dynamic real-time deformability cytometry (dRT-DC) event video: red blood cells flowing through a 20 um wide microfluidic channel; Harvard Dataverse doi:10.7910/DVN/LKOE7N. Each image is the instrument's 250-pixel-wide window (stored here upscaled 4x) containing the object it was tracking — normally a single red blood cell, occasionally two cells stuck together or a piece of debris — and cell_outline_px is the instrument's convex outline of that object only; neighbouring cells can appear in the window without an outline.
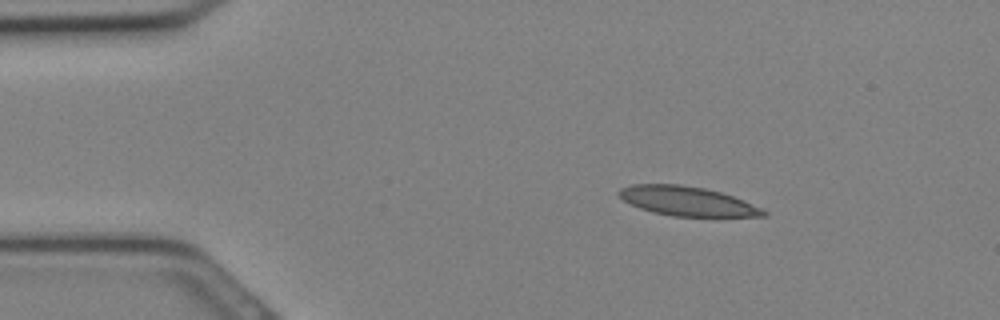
{"species": "Egyptian fruit bat (a non-hibernating species)", "species_latin": "Rousettus aegyptiacus", "temperature_condition": "cold", "stored_images_in_passage": 14, "camera_frame_rate_fps": 3000, "um_per_image_px": 0.085, "animal": {"sex": "female"}, "frame": {"image": 1, "passage_image": 2, "time_ms": 0.333, "image_size_px": [1000, 320], "cell_outline_px": [[768, 216], [672, 216], [652, 212], [640, 208], [624, 200], [616, 192], [620, 188], [632, 184], [680, 184], [704, 188], [720, 192], [744, 200], [768, 212]], "centroid_in_image_um": [58.39, 17.09], "position_along_channel_um": 26.6, "area_um2": 24.51}}
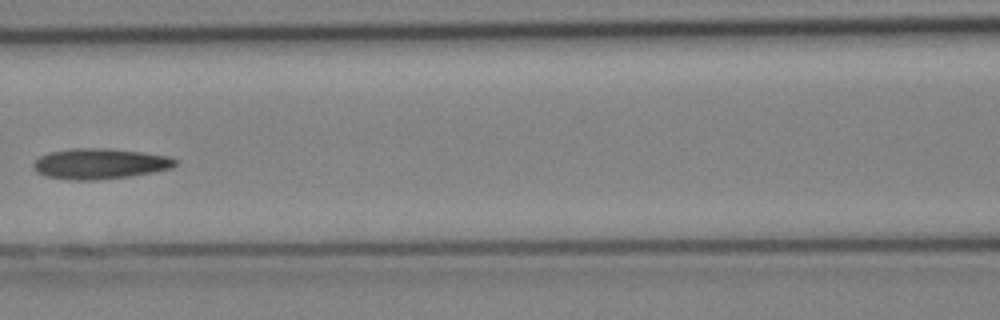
{"frame": {"image": 2, "passage_image": 11, "time_ms": 3.333, "image_size_px": [1000, 320], "cell_outline_px": [[176, 164], [172, 168], [132, 176], [96, 180], [80, 180], [44, 176], [36, 172], [32, 168], [32, 164], [40, 156], [48, 152], [72, 148], [104, 148], [140, 152], [168, 156], [176, 160]], "centroid_in_image_um": [8.44, 13.91], "position_along_channel_um": 158.2, "area_um2": 25.2}}
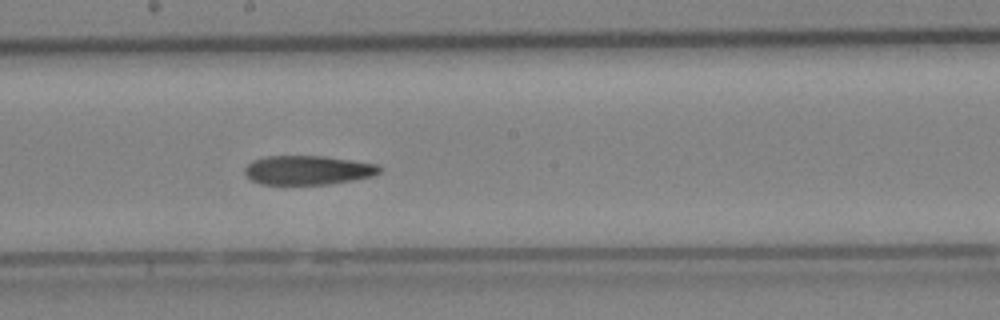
{"frame": {"image": 3, "passage_image": 14, "time_ms": 4.333, "image_size_px": [1000, 320], "cell_outline_px": [[380, 172], [372, 176], [352, 180], [328, 184], [260, 184], [252, 180], [244, 172], [244, 168], [252, 160], [264, 156], [324, 156], [376, 164], [380, 168]], "centroid_in_image_um": [26.12, 14.46], "position_along_channel_um": 222.1, "area_um2": 22.72}}